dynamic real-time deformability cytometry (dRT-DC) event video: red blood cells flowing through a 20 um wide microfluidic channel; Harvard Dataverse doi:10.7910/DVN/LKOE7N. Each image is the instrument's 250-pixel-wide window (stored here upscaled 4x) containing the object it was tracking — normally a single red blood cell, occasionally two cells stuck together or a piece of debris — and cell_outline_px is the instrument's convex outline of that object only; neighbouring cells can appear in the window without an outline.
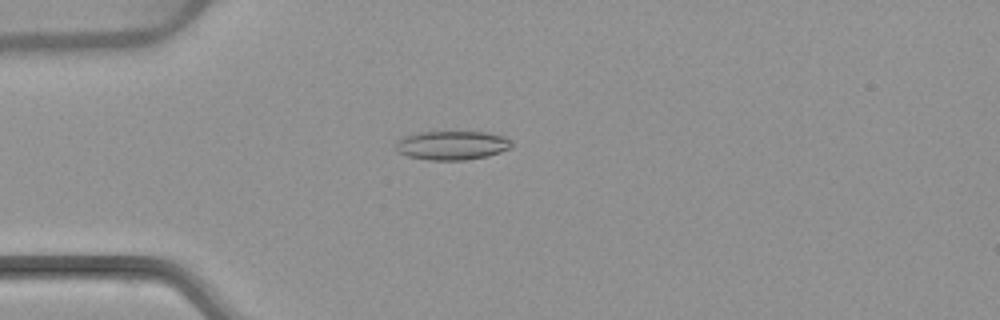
{"species": "common noctule bat (a hibernating species)", "species_latin": "Nyctalus noctula", "temperature_condition": "warm", "stored_images_in_passage": 4, "camera_frame_rate_fps": 3000, "um_per_image_px": 0.085, "animal": {"sex": "female", "body_mass_g": 22.7, "forearm_length_mm": 54.2}, "frame": {"image": 1, "passage_image": 4, "time_ms": 4.667, "image_size_px": [1000, 320], "cell_outline_px": [[512, 148], [488, 156], [464, 160], [428, 160], [408, 156], [396, 152], [396, 144], [404, 136], [420, 132], [488, 132], [504, 136], [512, 140]], "centroid_in_image_um": [38.46, 12.35], "position_along_channel_um": 46.5, "area_um2": 19.65}}